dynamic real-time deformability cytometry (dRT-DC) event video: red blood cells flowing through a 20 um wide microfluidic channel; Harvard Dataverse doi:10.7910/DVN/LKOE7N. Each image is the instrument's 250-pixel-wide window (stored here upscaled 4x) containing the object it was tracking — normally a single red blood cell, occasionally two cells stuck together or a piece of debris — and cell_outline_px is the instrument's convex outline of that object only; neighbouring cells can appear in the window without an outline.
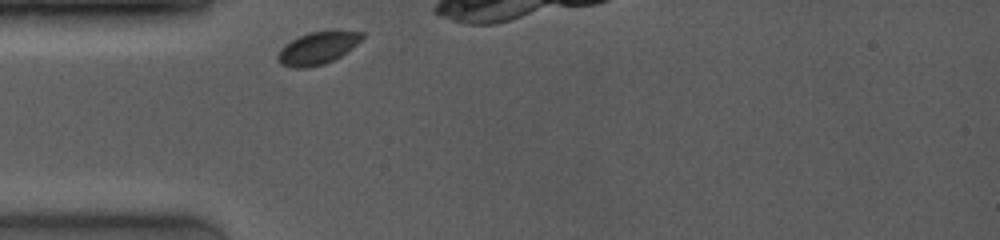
{"species": "common noctule bat (a hibernating species)", "species_latin": "Nyctalus noctula", "temperature_condition": "room temperature", "stored_images_in_passage": 6, "camera_frame_rate_fps": 4000, "um_per_image_px": 0.085, "animal": {"sex": "female", "body_mass_g": 19.0, "forearm_length_mm": 53.3}, "frame": {"image": 1, "passage_image": 1, "time_ms": 0.0, "image_size_px": [1000, 240], "cell_outline_px": [[364, 36], [352, 48], [340, 56], [324, 64], [308, 68], [292, 68], [280, 64], [276, 60], [276, 56], [280, 48], [284, 44], [308, 32], [364, 32]], "centroid_in_image_um": [26.91, 4.13], "position_along_channel_um": 58.1, "area_um2": 15.72}}